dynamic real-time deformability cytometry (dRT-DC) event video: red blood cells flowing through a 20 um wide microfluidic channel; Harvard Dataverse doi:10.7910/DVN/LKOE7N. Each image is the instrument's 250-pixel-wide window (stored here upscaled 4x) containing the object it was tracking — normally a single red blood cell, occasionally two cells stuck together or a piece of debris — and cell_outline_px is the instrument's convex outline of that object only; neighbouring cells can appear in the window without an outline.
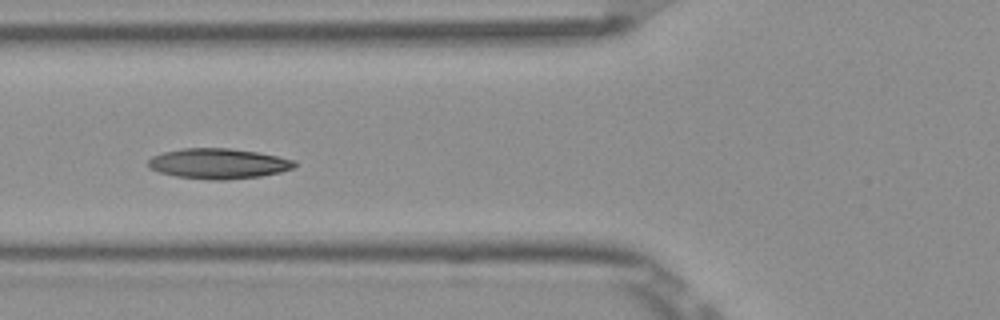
{"species": "Egyptian fruit bat (a non-hibernating species)", "species_latin": "Rousettus aegyptiacus", "temperature_condition": "room temperature", "stored_images_in_passage": 9, "camera_frame_rate_fps": 3000, "um_per_image_px": 0.085, "frame": {"image": 1, "passage_image": 6, "time_ms": 1.667, "image_size_px": [1000, 320], "cell_outline_px": [[296, 164], [292, 168], [280, 172], [260, 176], [228, 180], [212, 180], [176, 176], [160, 172], [148, 168], [148, 160], [152, 156], [164, 152], [184, 148], [228, 148], [256, 152], [296, 160]], "centroid_in_image_um": [18.54, 13.91], "position_along_channel_um": 107.3, "area_um2": 25.72}}
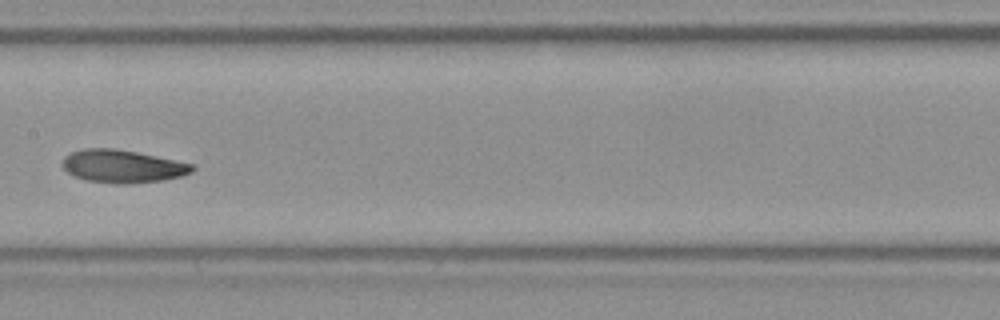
{"frame": {"image": 2, "passage_image": 8, "time_ms": 2.333, "image_size_px": [1000, 320], "cell_outline_px": [[196, 168], [192, 172], [184, 176], [164, 180], [128, 184], [116, 184], [88, 180], [76, 176], [68, 172], [64, 168], [64, 156], [72, 152], [84, 148], [112, 148], [136, 152], [156, 156], [192, 164]], "centroid_in_image_um": [10.46, 14.14], "position_along_channel_um": 196.9, "area_um2": 24.68}}
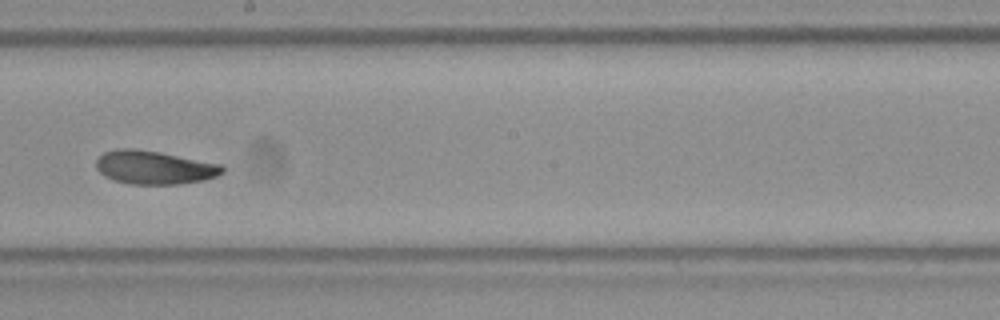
{"frame": {"image": 3, "passage_image": 9, "time_ms": 2.667, "image_size_px": [1000, 320], "cell_outline_px": [[224, 172], [216, 176], [204, 180], [180, 184], [128, 184], [112, 180], [104, 176], [96, 168], [96, 160], [104, 152], [116, 148], [136, 148], [160, 152], [224, 164]], "centroid_in_image_um": [13.12, 14.23], "position_along_channel_um": 235.1, "area_um2": 24.97}}